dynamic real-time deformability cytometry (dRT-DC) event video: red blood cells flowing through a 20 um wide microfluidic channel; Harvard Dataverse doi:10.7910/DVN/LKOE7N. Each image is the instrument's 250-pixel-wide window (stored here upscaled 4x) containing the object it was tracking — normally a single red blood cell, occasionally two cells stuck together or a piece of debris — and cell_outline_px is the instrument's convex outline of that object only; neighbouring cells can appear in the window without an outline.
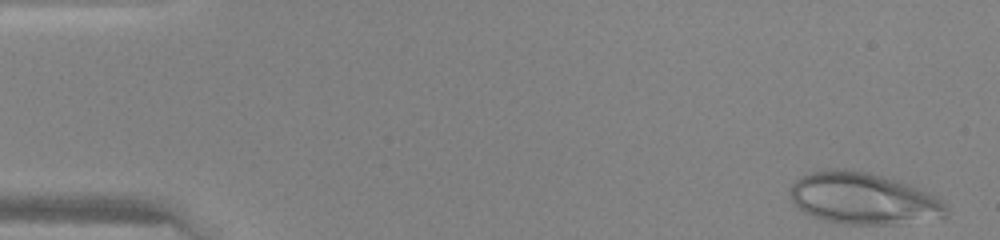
{"species": "human", "species_latin": "Homo sapiens", "temperature_condition": "warm", "stored_images_in_passage": 45, "camera_frame_rate_fps": 3000, "um_per_image_px": 0.085, "donor": {"sex": "female"}, "frame": {"image": 1, "passage_image": 1, "time_ms": 0.0, "image_size_px": [1000, 240], "cell_outline_px": [[948, 216], [944, 220], [896, 224], [844, 224], [824, 220], [812, 216], [804, 212], [792, 200], [792, 184], [796, 180], [812, 172], [824, 168], [844, 168], [868, 172], [896, 180], [908, 184], [928, 192], [940, 200], [948, 208]], "centroid_in_image_um": [73.46, 16.89], "position_along_channel_um": 11.5, "area_um2": 47.22}}
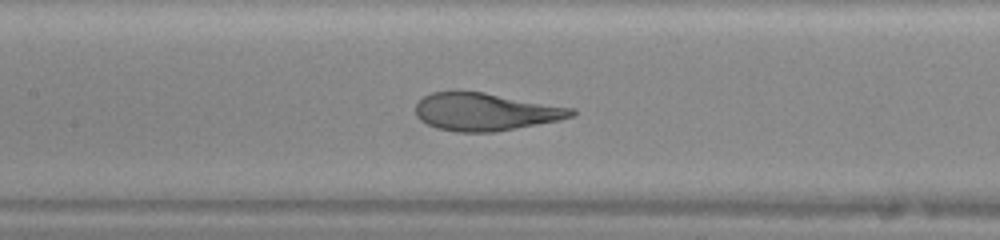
{"frame": {"image": 2, "passage_image": 21, "time_ms": 6.667, "image_size_px": [1000, 240], "cell_outline_px": [[576, 116], [560, 120], [496, 132], [456, 132], [436, 128], [420, 120], [416, 116], [416, 104], [424, 96], [432, 92], [484, 92], [576, 108]], "centroid_in_image_um": [41.31, 9.51], "position_along_channel_um": 166.1, "area_um2": 34.33}}
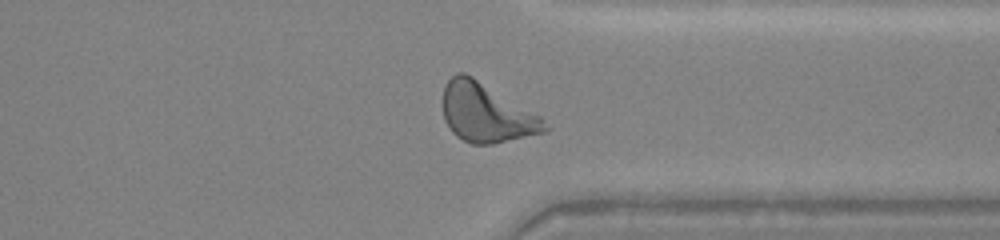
{"frame": {"image": 3, "passage_image": 35, "time_ms": 11.333, "image_size_px": [1000, 240], "cell_outline_px": [[548, 132], [492, 144], [472, 144], [456, 136], [452, 132], [444, 120], [444, 84], [456, 72], [464, 72], [472, 76], [540, 116], [548, 128]], "centroid_in_image_um": [41.32, 9.6], "position_along_channel_um": 370.1, "area_um2": 34.56}}